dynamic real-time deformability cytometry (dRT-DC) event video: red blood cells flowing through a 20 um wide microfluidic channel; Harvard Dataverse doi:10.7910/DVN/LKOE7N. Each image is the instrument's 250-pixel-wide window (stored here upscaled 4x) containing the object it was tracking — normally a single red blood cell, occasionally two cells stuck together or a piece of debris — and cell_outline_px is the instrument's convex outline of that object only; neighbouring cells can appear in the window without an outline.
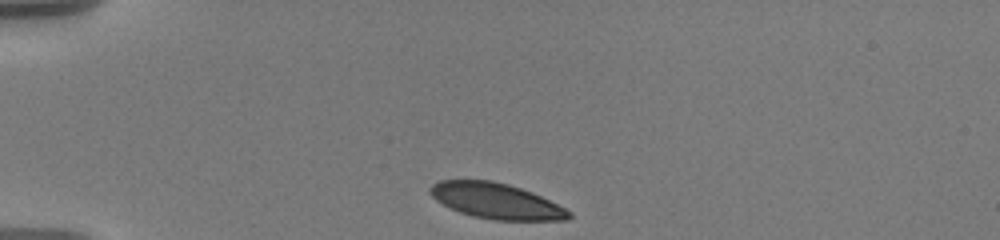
{"species": "human", "species_latin": "Homo sapiens", "temperature_condition": "warm", "stored_images_in_passage": 6, "camera_frame_rate_fps": 3000, "um_per_image_px": 0.085, "donor": {"sex": "male"}, "frame": {"image": 1, "passage_image": 1, "time_ms": 0.0, "image_size_px": [1000, 240], "cell_outline_px": [[572, 216], [568, 220], [496, 220], [472, 216], [460, 212], [436, 200], [428, 192], [428, 188], [432, 184], [440, 180], [492, 180], [508, 184], [532, 192], [572, 212]], "centroid_in_image_um": [42.16, 17.08], "position_along_channel_um": 42.8, "area_um2": 28.61}}
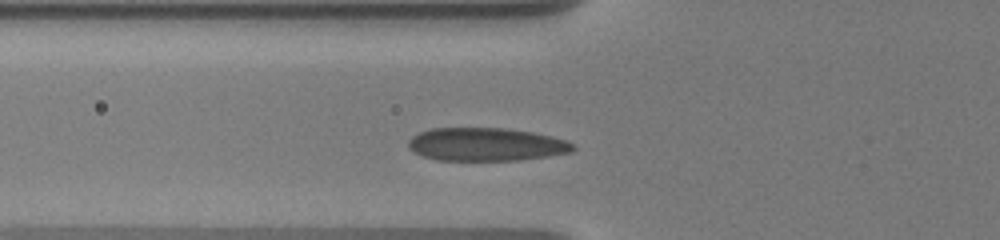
{"frame": {"image": 2, "passage_image": 4, "time_ms": 2.333, "image_size_px": [1000, 240], "cell_outline_px": [[576, 148], [572, 152], [548, 156], [520, 160], [436, 160], [424, 156], [408, 148], [408, 140], [412, 136], [420, 132], [432, 128], [504, 128], [532, 132], [552, 136], [564, 140], [572, 144]], "centroid_in_image_um": [41.31, 12.27], "position_along_channel_um": 84.5, "area_um2": 31.73}}
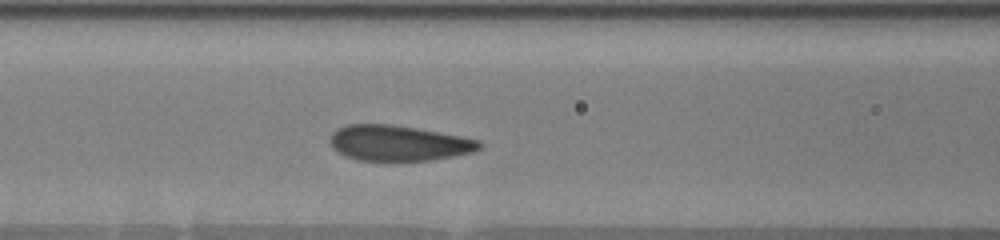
{"frame": {"image": 3, "passage_image": 6, "time_ms": 3.667, "image_size_px": [1000, 240], "cell_outline_px": [[480, 148], [472, 152], [452, 156], [428, 160], [392, 164], [356, 160], [344, 156], [332, 148], [328, 140], [332, 132], [336, 128], [348, 124], [392, 124], [416, 128], [460, 136], [480, 140]], "centroid_in_image_um": [33.78, 12.2], "position_along_channel_um": 132.8, "area_um2": 31.85}}